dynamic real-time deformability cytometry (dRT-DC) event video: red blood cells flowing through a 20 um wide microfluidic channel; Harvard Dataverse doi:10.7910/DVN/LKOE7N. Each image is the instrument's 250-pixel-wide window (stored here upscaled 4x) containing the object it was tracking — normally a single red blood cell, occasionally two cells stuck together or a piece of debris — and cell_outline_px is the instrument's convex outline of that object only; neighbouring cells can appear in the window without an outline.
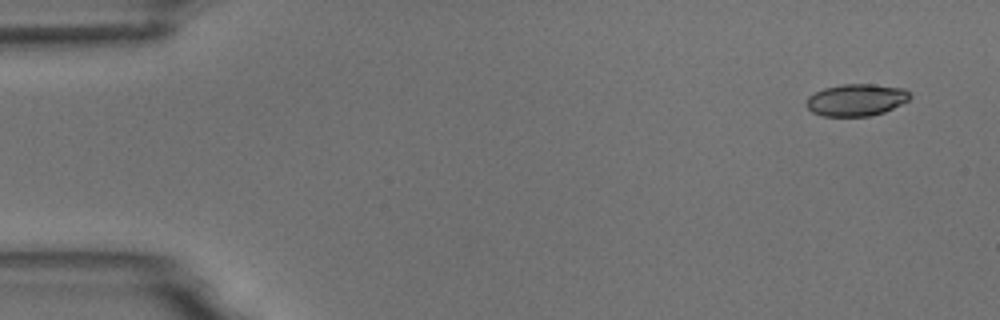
{"species": "common noctule bat (a hibernating species)", "species_latin": "Nyctalus noctula", "temperature_condition": "room temperature", "stored_images_in_passage": 5, "camera_frame_rate_fps": 3000, "um_per_image_px": 0.085, "animal": {"sex": "male", "body_mass_g": 18.8}, "frame": {"image": 1, "passage_image": 1, "time_ms": 0.0, "image_size_px": [1000, 320], "cell_outline_px": [[912, 96], [908, 100], [884, 112], [868, 116], [824, 116], [812, 112], [804, 104], [804, 100], [808, 96], [824, 88], [844, 84], [872, 84], [904, 88]], "centroid_in_image_um": [72.75, 8.49], "position_along_channel_um": 12.3, "area_um2": 19.31}}
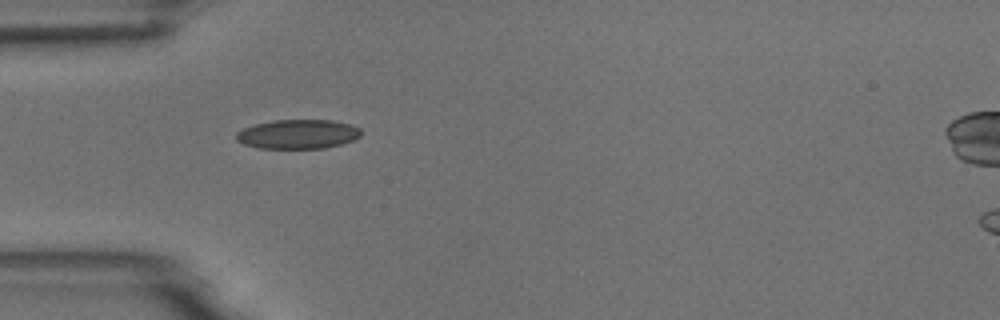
{"frame": {"image": 2, "passage_image": 4, "time_ms": 4.333, "image_size_px": [1000, 320], "cell_outline_px": [[360, 136], [352, 140], [340, 144], [324, 148], [260, 148], [244, 144], [236, 140], [236, 132], [244, 128], [256, 124], [272, 120], [332, 120], [348, 124], [360, 128]], "centroid_in_image_um": [25.3, 11.4], "position_along_channel_um": 59.7, "area_um2": 21.1}}